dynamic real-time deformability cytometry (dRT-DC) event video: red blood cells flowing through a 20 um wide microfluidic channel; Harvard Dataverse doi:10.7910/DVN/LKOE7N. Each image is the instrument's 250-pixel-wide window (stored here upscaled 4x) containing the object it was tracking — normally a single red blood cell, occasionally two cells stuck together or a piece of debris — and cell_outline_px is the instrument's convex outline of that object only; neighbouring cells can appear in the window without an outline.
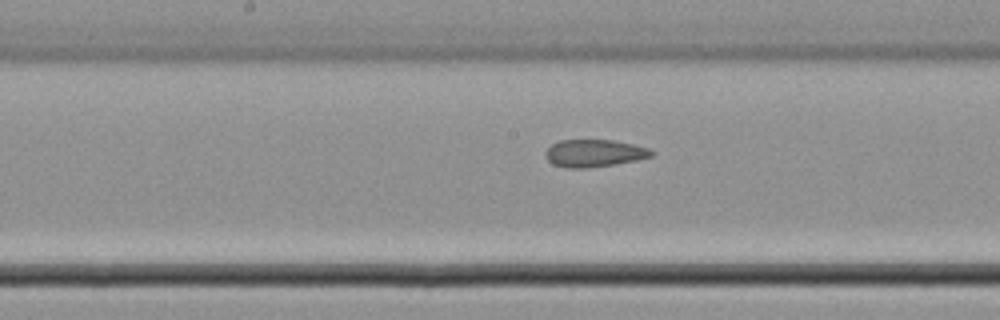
{"species": "common noctule bat (a hibernating species)", "species_latin": "Nyctalus noctula", "temperature_condition": "cold", "stored_images_in_passage": 29, "camera_frame_rate_fps": 3000, "um_per_image_px": 0.085, "animal": {"sex": "male", "body_mass_g": 21.5, "forearm_length_mm": 52.0}, "frame": {"image": 1, "passage_image": 17, "time_ms": 5.333, "image_size_px": [1000, 320], "cell_outline_px": [[656, 152], [652, 156], [636, 160], [588, 168], [564, 168], [552, 164], [544, 156], [544, 152], [552, 144], [560, 140], [612, 140], [632, 144], [648, 148]], "centroid_in_image_um": [50.47, 13.02], "position_along_channel_um": 197.7, "area_um2": 16.94}}